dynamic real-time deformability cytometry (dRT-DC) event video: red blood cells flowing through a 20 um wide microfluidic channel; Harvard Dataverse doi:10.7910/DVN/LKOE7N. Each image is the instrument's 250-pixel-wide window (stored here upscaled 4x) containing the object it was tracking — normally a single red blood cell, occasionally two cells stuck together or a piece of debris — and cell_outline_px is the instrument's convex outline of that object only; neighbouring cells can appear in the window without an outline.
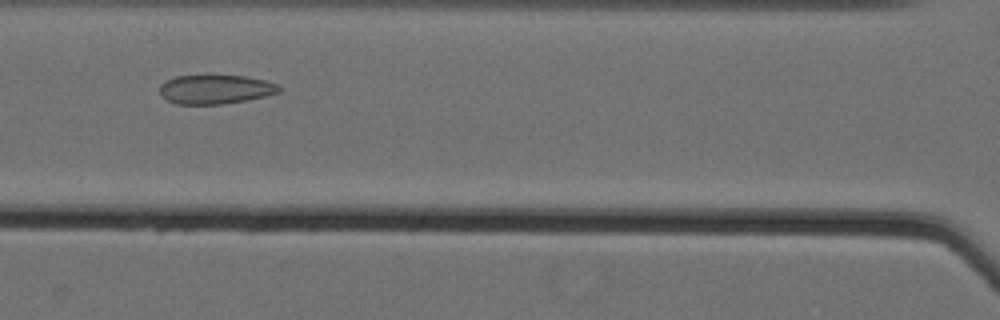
{"species": "Egyptian fruit bat (a non-hibernating species)", "species_latin": "Rousettus aegyptiacus", "temperature_condition": "cold", "stored_images_in_passage": 40, "camera_frame_rate_fps": 3000, "um_per_image_px": 0.085, "animal": {"sex": "female"}, "frame": {"image": 1, "passage_image": 16, "time_ms": 5.0, "image_size_px": [1000, 320], "cell_outline_px": [[280, 92], [264, 96], [224, 104], [176, 104], [160, 96], [160, 84], [176, 76], [244, 76], [264, 80], [276, 84], [280, 88]], "centroid_in_image_um": [18.28, 7.6], "position_along_channel_um": 148.3, "area_um2": 19.94}}
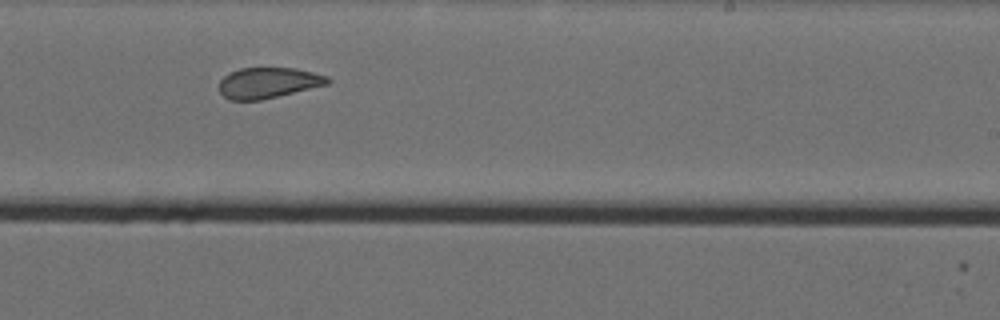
{"frame": {"image": 2, "passage_image": 26, "time_ms": 8.333, "image_size_px": [1000, 320], "cell_outline_px": [[332, 80], [328, 84], [260, 100], [228, 100], [220, 92], [220, 80], [228, 72], [240, 68], [296, 68], [328, 76]], "centroid_in_image_um": [22.79, 7.03], "position_along_channel_um": 266.2, "area_um2": 19.36}}
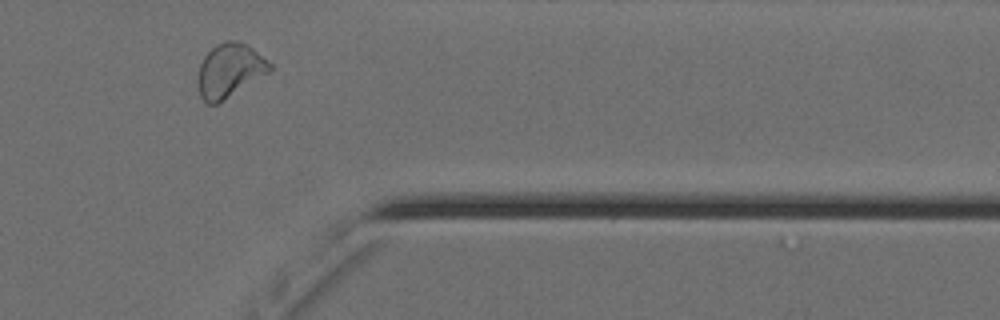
{"frame": {"image": 3, "passage_image": 37, "time_ms": 12.0, "image_size_px": [1000, 320], "cell_outline_px": [[272, 72], [224, 100], [216, 104], [208, 104], [200, 96], [196, 80], [200, 64], [204, 56], [216, 44], [228, 40], [240, 40], [252, 48], [272, 64]], "centroid_in_image_um": [19.53, 5.99], "position_along_channel_um": 391.9, "area_um2": 22.89}, "authors_computed_cell_mechanics": {"area_um2": 21.1259, "velocity_mm_per_s": 3.5586, "shape_relaxation_time_tau1_ms": null, "shape_relaxation_time_tau2_ms": 2.9084, "deformation_change_tau1": null, "deformation_change_tau2": 0.0678}}